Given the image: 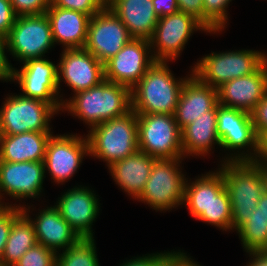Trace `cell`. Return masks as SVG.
Wrapping results in <instances>:
<instances>
[{"label":"cell","instance_id":"8d00e7d4","mask_svg":"<svg viewBox=\"0 0 267 266\" xmlns=\"http://www.w3.org/2000/svg\"><path fill=\"white\" fill-rule=\"evenodd\" d=\"M254 129L259 139L267 134V93L251 113Z\"/></svg>","mask_w":267,"mask_h":266},{"label":"cell","instance_id":"d590c367","mask_svg":"<svg viewBox=\"0 0 267 266\" xmlns=\"http://www.w3.org/2000/svg\"><path fill=\"white\" fill-rule=\"evenodd\" d=\"M16 16L46 13L50 0H10Z\"/></svg>","mask_w":267,"mask_h":266},{"label":"cell","instance_id":"83f0119b","mask_svg":"<svg viewBox=\"0 0 267 266\" xmlns=\"http://www.w3.org/2000/svg\"><path fill=\"white\" fill-rule=\"evenodd\" d=\"M22 212L13 220L11 230L1 257L5 266L14 264L36 243L33 223L26 207H21Z\"/></svg>","mask_w":267,"mask_h":266},{"label":"cell","instance_id":"e0dca14e","mask_svg":"<svg viewBox=\"0 0 267 266\" xmlns=\"http://www.w3.org/2000/svg\"><path fill=\"white\" fill-rule=\"evenodd\" d=\"M217 91L220 105L251 114L267 93V55L254 73L227 81Z\"/></svg>","mask_w":267,"mask_h":266},{"label":"cell","instance_id":"74e56055","mask_svg":"<svg viewBox=\"0 0 267 266\" xmlns=\"http://www.w3.org/2000/svg\"><path fill=\"white\" fill-rule=\"evenodd\" d=\"M16 14L10 0H0V36L6 38L14 25Z\"/></svg>","mask_w":267,"mask_h":266},{"label":"cell","instance_id":"e575fe53","mask_svg":"<svg viewBox=\"0 0 267 266\" xmlns=\"http://www.w3.org/2000/svg\"><path fill=\"white\" fill-rule=\"evenodd\" d=\"M22 212L21 206L8 205L0 208V260L12 227L13 220Z\"/></svg>","mask_w":267,"mask_h":266},{"label":"cell","instance_id":"d6986e66","mask_svg":"<svg viewBox=\"0 0 267 266\" xmlns=\"http://www.w3.org/2000/svg\"><path fill=\"white\" fill-rule=\"evenodd\" d=\"M55 207L61 217L81 238H93L92 223L99 213L96 195L85 187H75L63 193Z\"/></svg>","mask_w":267,"mask_h":266},{"label":"cell","instance_id":"ffe728a7","mask_svg":"<svg viewBox=\"0 0 267 266\" xmlns=\"http://www.w3.org/2000/svg\"><path fill=\"white\" fill-rule=\"evenodd\" d=\"M190 75L182 87L174 113L180 129L218 104L217 89L204 84L194 74Z\"/></svg>","mask_w":267,"mask_h":266},{"label":"cell","instance_id":"603a6c76","mask_svg":"<svg viewBox=\"0 0 267 266\" xmlns=\"http://www.w3.org/2000/svg\"><path fill=\"white\" fill-rule=\"evenodd\" d=\"M35 220L31 221L37 243L56 253L58 252L57 249L66 250L81 239L77 232L61 217L55 206L40 211Z\"/></svg>","mask_w":267,"mask_h":266},{"label":"cell","instance_id":"30bf717a","mask_svg":"<svg viewBox=\"0 0 267 266\" xmlns=\"http://www.w3.org/2000/svg\"><path fill=\"white\" fill-rule=\"evenodd\" d=\"M5 39L6 49L22 62L43 58L54 45L51 24L46 13L16 16Z\"/></svg>","mask_w":267,"mask_h":266},{"label":"cell","instance_id":"1f68e13d","mask_svg":"<svg viewBox=\"0 0 267 266\" xmlns=\"http://www.w3.org/2000/svg\"><path fill=\"white\" fill-rule=\"evenodd\" d=\"M231 0H203L204 5V27L211 32L224 29L227 23L226 8Z\"/></svg>","mask_w":267,"mask_h":266},{"label":"cell","instance_id":"9c48e42d","mask_svg":"<svg viewBox=\"0 0 267 266\" xmlns=\"http://www.w3.org/2000/svg\"><path fill=\"white\" fill-rule=\"evenodd\" d=\"M217 135L220 147L227 150L253 148L250 155L246 153L230 156L225 162H255L259 154V137L254 129L250 113L217 104Z\"/></svg>","mask_w":267,"mask_h":266},{"label":"cell","instance_id":"ac0fdd59","mask_svg":"<svg viewBox=\"0 0 267 266\" xmlns=\"http://www.w3.org/2000/svg\"><path fill=\"white\" fill-rule=\"evenodd\" d=\"M44 174V162L0 161V197L1 191L15 199L38 197Z\"/></svg>","mask_w":267,"mask_h":266},{"label":"cell","instance_id":"6da1fadb","mask_svg":"<svg viewBox=\"0 0 267 266\" xmlns=\"http://www.w3.org/2000/svg\"><path fill=\"white\" fill-rule=\"evenodd\" d=\"M223 174L232 207V229L238 230L257 208L267 189V170L256 162H225Z\"/></svg>","mask_w":267,"mask_h":266},{"label":"cell","instance_id":"7402d4cb","mask_svg":"<svg viewBox=\"0 0 267 266\" xmlns=\"http://www.w3.org/2000/svg\"><path fill=\"white\" fill-rule=\"evenodd\" d=\"M106 5L126 26L132 38L151 39L159 19L152 0H107Z\"/></svg>","mask_w":267,"mask_h":266},{"label":"cell","instance_id":"8fae6325","mask_svg":"<svg viewBox=\"0 0 267 266\" xmlns=\"http://www.w3.org/2000/svg\"><path fill=\"white\" fill-rule=\"evenodd\" d=\"M131 39L126 26L106 5L90 18L84 49L105 64Z\"/></svg>","mask_w":267,"mask_h":266},{"label":"cell","instance_id":"52a82bcc","mask_svg":"<svg viewBox=\"0 0 267 266\" xmlns=\"http://www.w3.org/2000/svg\"><path fill=\"white\" fill-rule=\"evenodd\" d=\"M181 158L156 159L142 193L136 198L155 210H169L183 204L186 178L178 168Z\"/></svg>","mask_w":267,"mask_h":266},{"label":"cell","instance_id":"484cf974","mask_svg":"<svg viewBox=\"0 0 267 266\" xmlns=\"http://www.w3.org/2000/svg\"><path fill=\"white\" fill-rule=\"evenodd\" d=\"M217 105L181 129L183 155H205L215 143L220 146L217 135ZM189 154V155H188Z\"/></svg>","mask_w":267,"mask_h":266},{"label":"cell","instance_id":"7bdbcfd3","mask_svg":"<svg viewBox=\"0 0 267 266\" xmlns=\"http://www.w3.org/2000/svg\"><path fill=\"white\" fill-rule=\"evenodd\" d=\"M267 134L263 135L259 141V154L255 161L258 165L263 166L267 170Z\"/></svg>","mask_w":267,"mask_h":266},{"label":"cell","instance_id":"4dcf8cb0","mask_svg":"<svg viewBox=\"0 0 267 266\" xmlns=\"http://www.w3.org/2000/svg\"><path fill=\"white\" fill-rule=\"evenodd\" d=\"M198 220L215 225L223 231L232 230V207L225 187L211 199L210 216H200Z\"/></svg>","mask_w":267,"mask_h":266},{"label":"cell","instance_id":"f546056e","mask_svg":"<svg viewBox=\"0 0 267 266\" xmlns=\"http://www.w3.org/2000/svg\"><path fill=\"white\" fill-rule=\"evenodd\" d=\"M93 238H81L57 255L56 266H100Z\"/></svg>","mask_w":267,"mask_h":266},{"label":"cell","instance_id":"60d3db41","mask_svg":"<svg viewBox=\"0 0 267 266\" xmlns=\"http://www.w3.org/2000/svg\"><path fill=\"white\" fill-rule=\"evenodd\" d=\"M168 253H157L131 259L120 266H156Z\"/></svg>","mask_w":267,"mask_h":266},{"label":"cell","instance_id":"b9f144b4","mask_svg":"<svg viewBox=\"0 0 267 266\" xmlns=\"http://www.w3.org/2000/svg\"><path fill=\"white\" fill-rule=\"evenodd\" d=\"M6 39L0 36V80L11 81L12 65H10L6 55Z\"/></svg>","mask_w":267,"mask_h":266},{"label":"cell","instance_id":"277c9868","mask_svg":"<svg viewBox=\"0 0 267 266\" xmlns=\"http://www.w3.org/2000/svg\"><path fill=\"white\" fill-rule=\"evenodd\" d=\"M86 137L89 155L103 159L109 167L138 150L137 114L131 109L123 116L95 125Z\"/></svg>","mask_w":267,"mask_h":266},{"label":"cell","instance_id":"f35d334b","mask_svg":"<svg viewBox=\"0 0 267 266\" xmlns=\"http://www.w3.org/2000/svg\"><path fill=\"white\" fill-rule=\"evenodd\" d=\"M179 12L193 16L204 26L203 0H177Z\"/></svg>","mask_w":267,"mask_h":266},{"label":"cell","instance_id":"8992f818","mask_svg":"<svg viewBox=\"0 0 267 266\" xmlns=\"http://www.w3.org/2000/svg\"><path fill=\"white\" fill-rule=\"evenodd\" d=\"M138 150L157 159L185 157L181 129L172 114H137Z\"/></svg>","mask_w":267,"mask_h":266},{"label":"cell","instance_id":"4fadbf2b","mask_svg":"<svg viewBox=\"0 0 267 266\" xmlns=\"http://www.w3.org/2000/svg\"><path fill=\"white\" fill-rule=\"evenodd\" d=\"M20 71L12 67L11 80H17L23 97L38 99L50 104L57 112L62 109L58 95L57 66L46 58L23 62Z\"/></svg>","mask_w":267,"mask_h":266},{"label":"cell","instance_id":"d4e9b609","mask_svg":"<svg viewBox=\"0 0 267 266\" xmlns=\"http://www.w3.org/2000/svg\"><path fill=\"white\" fill-rule=\"evenodd\" d=\"M51 133L31 131L17 135H0V161L44 162Z\"/></svg>","mask_w":267,"mask_h":266},{"label":"cell","instance_id":"5bb4252c","mask_svg":"<svg viewBox=\"0 0 267 266\" xmlns=\"http://www.w3.org/2000/svg\"><path fill=\"white\" fill-rule=\"evenodd\" d=\"M197 30L206 31V28L193 16L183 12L158 19L150 46L156 51L152 54L156 61L175 60L181 53L191 34ZM194 30V31H193ZM156 53V54H155Z\"/></svg>","mask_w":267,"mask_h":266},{"label":"cell","instance_id":"ee69618b","mask_svg":"<svg viewBox=\"0 0 267 266\" xmlns=\"http://www.w3.org/2000/svg\"><path fill=\"white\" fill-rule=\"evenodd\" d=\"M252 256V262L247 266H267V252L249 253Z\"/></svg>","mask_w":267,"mask_h":266},{"label":"cell","instance_id":"f1b7e54d","mask_svg":"<svg viewBox=\"0 0 267 266\" xmlns=\"http://www.w3.org/2000/svg\"><path fill=\"white\" fill-rule=\"evenodd\" d=\"M237 233L247 253L267 252V189L260 197L257 208Z\"/></svg>","mask_w":267,"mask_h":266},{"label":"cell","instance_id":"f6af8a7d","mask_svg":"<svg viewBox=\"0 0 267 266\" xmlns=\"http://www.w3.org/2000/svg\"><path fill=\"white\" fill-rule=\"evenodd\" d=\"M156 266H177V252H168Z\"/></svg>","mask_w":267,"mask_h":266},{"label":"cell","instance_id":"7dc6e473","mask_svg":"<svg viewBox=\"0 0 267 266\" xmlns=\"http://www.w3.org/2000/svg\"><path fill=\"white\" fill-rule=\"evenodd\" d=\"M4 204L0 201V208L3 206Z\"/></svg>","mask_w":267,"mask_h":266},{"label":"cell","instance_id":"44dd1931","mask_svg":"<svg viewBox=\"0 0 267 266\" xmlns=\"http://www.w3.org/2000/svg\"><path fill=\"white\" fill-rule=\"evenodd\" d=\"M46 15L50 20L54 44L60 42L65 49L84 48L91 18L89 15L53 5L49 6Z\"/></svg>","mask_w":267,"mask_h":266},{"label":"cell","instance_id":"2e32d148","mask_svg":"<svg viewBox=\"0 0 267 266\" xmlns=\"http://www.w3.org/2000/svg\"><path fill=\"white\" fill-rule=\"evenodd\" d=\"M57 71L58 90L61 76L75 93L95 87L104 80V64L84 48L64 49Z\"/></svg>","mask_w":267,"mask_h":266},{"label":"cell","instance_id":"ab89813d","mask_svg":"<svg viewBox=\"0 0 267 266\" xmlns=\"http://www.w3.org/2000/svg\"><path fill=\"white\" fill-rule=\"evenodd\" d=\"M156 15L161 18L179 11L177 0H152Z\"/></svg>","mask_w":267,"mask_h":266},{"label":"cell","instance_id":"5b68a950","mask_svg":"<svg viewBox=\"0 0 267 266\" xmlns=\"http://www.w3.org/2000/svg\"><path fill=\"white\" fill-rule=\"evenodd\" d=\"M265 61L266 55L255 50L213 52L197 62L192 74L217 89L227 81L254 73Z\"/></svg>","mask_w":267,"mask_h":266},{"label":"cell","instance_id":"7a4b0ae2","mask_svg":"<svg viewBox=\"0 0 267 266\" xmlns=\"http://www.w3.org/2000/svg\"><path fill=\"white\" fill-rule=\"evenodd\" d=\"M62 108L77 116L90 128L125 115L131 110V89L128 86L103 80L99 85L75 93Z\"/></svg>","mask_w":267,"mask_h":266},{"label":"cell","instance_id":"9a60e30c","mask_svg":"<svg viewBox=\"0 0 267 266\" xmlns=\"http://www.w3.org/2000/svg\"><path fill=\"white\" fill-rule=\"evenodd\" d=\"M85 154H89L87 138L72 134L51 135L46 145L44 168L54 182L63 183L77 171Z\"/></svg>","mask_w":267,"mask_h":266},{"label":"cell","instance_id":"836d02e7","mask_svg":"<svg viewBox=\"0 0 267 266\" xmlns=\"http://www.w3.org/2000/svg\"><path fill=\"white\" fill-rule=\"evenodd\" d=\"M107 0H50V5L85 13L92 17L106 6Z\"/></svg>","mask_w":267,"mask_h":266},{"label":"cell","instance_id":"bcb514c9","mask_svg":"<svg viewBox=\"0 0 267 266\" xmlns=\"http://www.w3.org/2000/svg\"><path fill=\"white\" fill-rule=\"evenodd\" d=\"M183 252H177V266H200Z\"/></svg>","mask_w":267,"mask_h":266},{"label":"cell","instance_id":"4316f807","mask_svg":"<svg viewBox=\"0 0 267 266\" xmlns=\"http://www.w3.org/2000/svg\"><path fill=\"white\" fill-rule=\"evenodd\" d=\"M224 187L223 174L220 171L209 172L197 178L191 185L186 181L183 203H186L191 215L196 219L200 216H210L211 199Z\"/></svg>","mask_w":267,"mask_h":266},{"label":"cell","instance_id":"3957f363","mask_svg":"<svg viewBox=\"0 0 267 266\" xmlns=\"http://www.w3.org/2000/svg\"><path fill=\"white\" fill-rule=\"evenodd\" d=\"M188 78L176 80L165 61H156L131 88V109L136 114L174 115Z\"/></svg>","mask_w":267,"mask_h":266},{"label":"cell","instance_id":"cb8c5ba5","mask_svg":"<svg viewBox=\"0 0 267 266\" xmlns=\"http://www.w3.org/2000/svg\"><path fill=\"white\" fill-rule=\"evenodd\" d=\"M156 159L137 150L125 159L112 163L108 168L122 190L136 199L142 193Z\"/></svg>","mask_w":267,"mask_h":266},{"label":"cell","instance_id":"7c38bea8","mask_svg":"<svg viewBox=\"0 0 267 266\" xmlns=\"http://www.w3.org/2000/svg\"><path fill=\"white\" fill-rule=\"evenodd\" d=\"M150 50L149 40L132 38L104 64V80L133 88L156 62Z\"/></svg>","mask_w":267,"mask_h":266},{"label":"cell","instance_id":"d6a6232c","mask_svg":"<svg viewBox=\"0 0 267 266\" xmlns=\"http://www.w3.org/2000/svg\"><path fill=\"white\" fill-rule=\"evenodd\" d=\"M57 254L44 245L36 243L14 266H56Z\"/></svg>","mask_w":267,"mask_h":266},{"label":"cell","instance_id":"ba28073f","mask_svg":"<svg viewBox=\"0 0 267 266\" xmlns=\"http://www.w3.org/2000/svg\"><path fill=\"white\" fill-rule=\"evenodd\" d=\"M58 113L50 104L22 95L7 97L0 109V135L51 132L49 121Z\"/></svg>","mask_w":267,"mask_h":266}]
</instances>
